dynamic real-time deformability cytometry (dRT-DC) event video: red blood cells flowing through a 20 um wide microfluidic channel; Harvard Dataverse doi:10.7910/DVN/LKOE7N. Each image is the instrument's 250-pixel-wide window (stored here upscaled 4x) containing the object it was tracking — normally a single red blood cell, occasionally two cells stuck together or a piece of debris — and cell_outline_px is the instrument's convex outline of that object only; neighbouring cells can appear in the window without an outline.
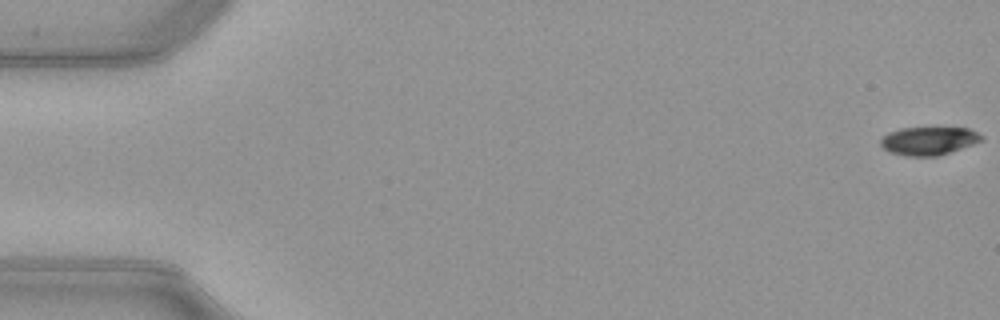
{"species": "common noctule bat (a hibernating species)", "species_latin": "Nyctalus noctula", "temperature_condition": "warm", "stored_images_in_passage": 53, "camera_frame_rate_fps": 3000, "um_per_image_px": 0.085, "animal": {"sex": "female", "body_mass_g": 21.9}, "frame": {"image": 1, "passage_image": 1, "time_ms": 0.0, "image_size_px": [1000, 320], "cell_outline_px": [[984, 140], [936, 156], [908, 156], [888, 152], [880, 144], [880, 140], [888, 132], [900, 128], [968, 128], [984, 136]], "centroid_in_image_um": [78.92, 11.97], "position_along_channel_um": 6.1, "area_um2": 16.42}}
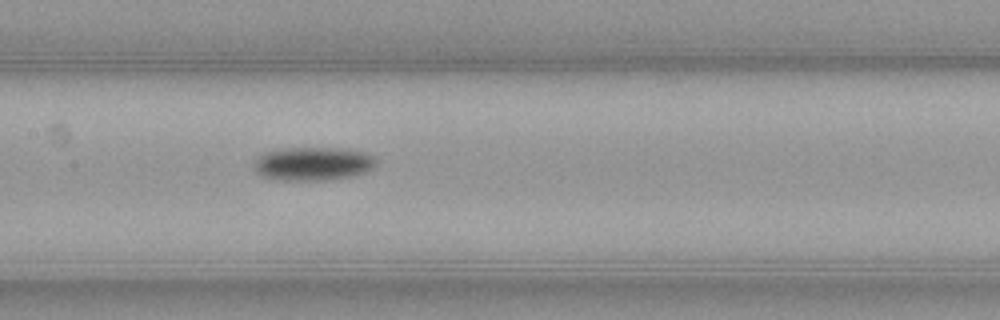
{"frame": {"image": 2, "passage_image": 26, "time_ms": 8.333, "image_size_px": [1000, 320], "cell_outline_px": [[376, 164], [372, 168], [364, 172], [352, 176], [324, 180], [276, 180], [264, 176], [256, 172], [252, 164], [256, 156], [264, 152], [292, 148], [340, 148], [364, 152], [372, 156], [376, 160]], "centroid_in_image_um": [26.56, 13.92], "position_along_channel_um": 180.8, "area_um2": 23.81}}
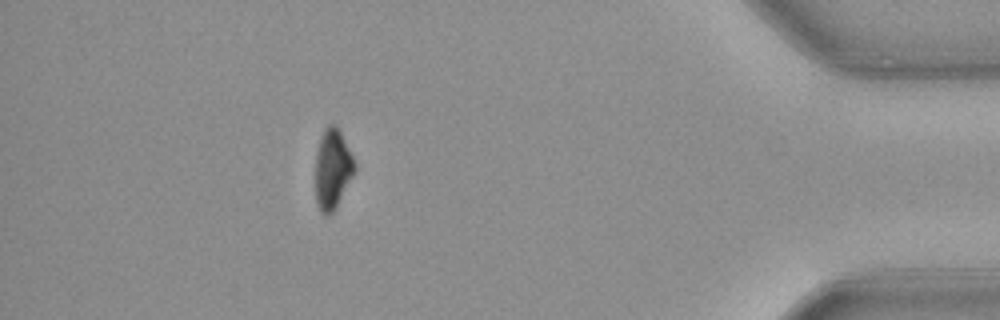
{"frame": {"image": 3, "passage_image": 47, "time_ms": 15.333, "image_size_px": [1000, 320], "cell_outline_px": [[356, 172], [336, 208], [328, 216], [320, 212], [316, 204], [316, 152], [320, 136], [324, 128], [328, 124], [336, 124], [356, 164]], "centroid_in_image_um": [28.27, 14.39], "position_along_channel_um": 406.9, "area_um2": 18.5}, "authors_computed_cell_mechanics": {"area_um2": 19.9988, "velocity_mm_per_s": 4.0005, "shape_relaxation_time_tau1_ms": 2.7288, "shape_relaxation_time_tau2_ms": null, "deformation_change_tau1": 0.1094, "deformation_change_tau2": null}}